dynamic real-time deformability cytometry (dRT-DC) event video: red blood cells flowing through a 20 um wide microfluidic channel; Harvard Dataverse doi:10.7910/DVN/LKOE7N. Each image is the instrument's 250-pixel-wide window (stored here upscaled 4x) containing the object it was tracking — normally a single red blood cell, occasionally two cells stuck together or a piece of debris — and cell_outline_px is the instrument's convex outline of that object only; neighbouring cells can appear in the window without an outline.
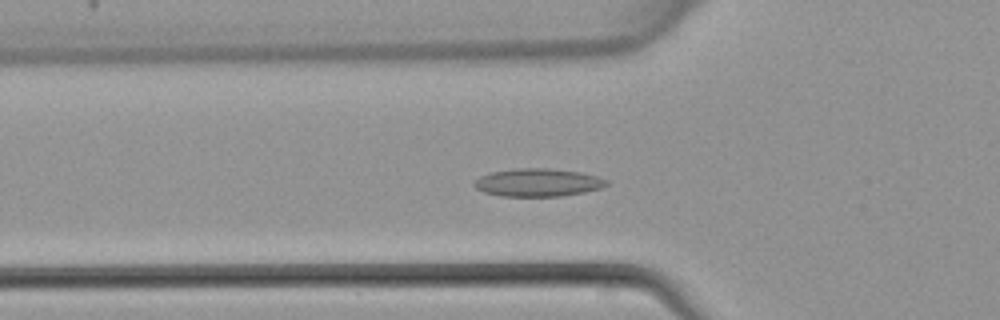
{"species": "common noctule bat (a hibernating species)", "species_latin": "Nyctalus noctula", "temperature_condition": "warm", "stored_images_in_passage": 41, "camera_frame_rate_fps": 3000, "um_per_image_px": 0.085, "animal": {"sex": "female", "body_mass_g": 22.7, "forearm_length_mm": 54.2}, "frame": {"image": 1, "passage_image": 12, "time_ms": 3.667, "image_size_px": [1000, 320], "cell_outline_px": [[608, 184], [600, 188], [584, 192], [560, 196], [500, 196], [484, 192], [476, 188], [472, 184], [480, 176], [492, 172], [516, 168], [548, 168], [584, 172], [608, 180]], "centroid_in_image_um": [45.72, 15.51], "position_along_channel_um": 80.1, "area_um2": 21.56}}
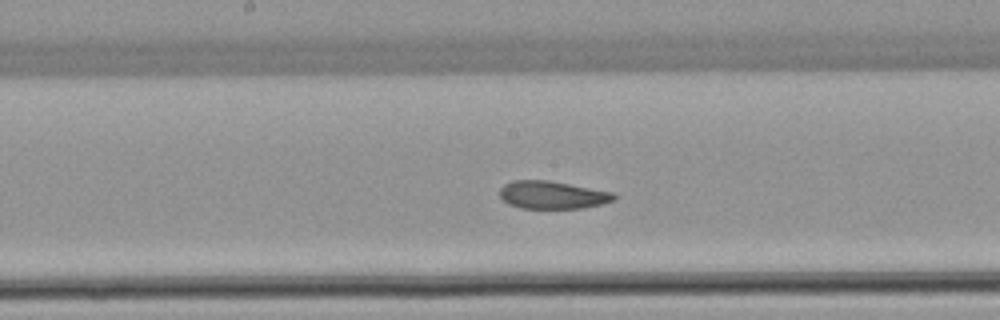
{"frame": {"image": 2, "passage_image": 20, "time_ms": 6.333, "image_size_px": [1000, 320], "cell_outline_px": [[616, 200], [584, 208], [520, 208], [508, 204], [500, 196], [500, 188], [504, 184], [512, 180], [548, 180], [612, 192], [616, 196]], "centroid_in_image_um": [46.93, 16.57], "position_along_channel_um": 201.3, "area_um2": 18.44}}
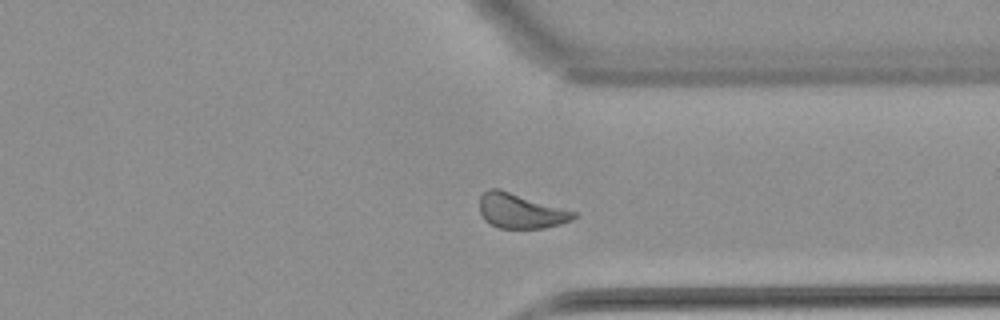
{"frame": {"image": 3, "passage_image": 31, "time_ms": 10.0, "image_size_px": [1000, 320], "cell_outline_px": [[576, 216], [572, 220], [560, 224], [544, 228], [500, 228], [484, 220], [480, 212], [480, 196], [488, 188], [500, 188], [576, 212]], "centroid_in_image_um": [44.24, 17.92], "position_along_channel_um": 367.2, "area_um2": 19.07}}